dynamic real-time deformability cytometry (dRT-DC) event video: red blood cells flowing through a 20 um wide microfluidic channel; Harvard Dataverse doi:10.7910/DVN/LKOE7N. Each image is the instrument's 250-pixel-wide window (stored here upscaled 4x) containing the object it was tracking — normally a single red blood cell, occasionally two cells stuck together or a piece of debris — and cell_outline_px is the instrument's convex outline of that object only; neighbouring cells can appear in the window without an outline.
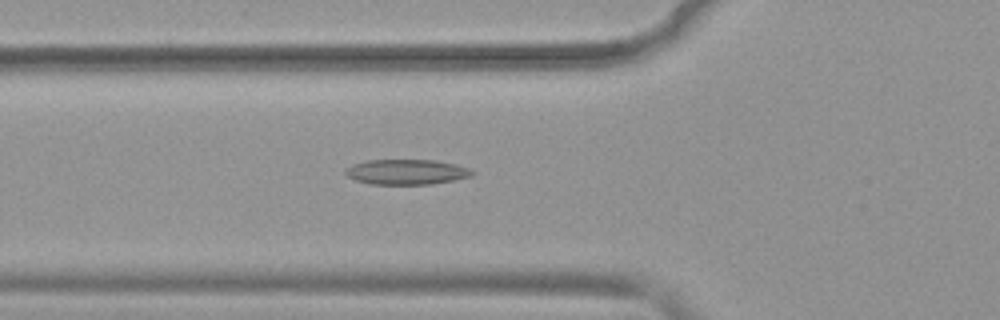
{"species": "common noctule bat (a hibernating species)", "species_latin": "Nyctalus noctula", "temperature_condition": "warm", "stored_images_in_passage": 52, "camera_frame_rate_fps": 3000, "um_per_image_px": 0.085, "animal": {"sex": "female", "body_mass_g": 19.9}, "frame": {"image": 1, "passage_image": 19, "time_ms": 6.0, "image_size_px": [1000, 320], "cell_outline_px": [[476, 172], [472, 176], [432, 184], [368, 184], [356, 180], [348, 176], [344, 172], [344, 168], [352, 164], [368, 160], [436, 160], [456, 164], [472, 168]], "centroid_in_image_um": [34.57, 14.61], "position_along_channel_um": 91.2, "area_um2": 18.79}}
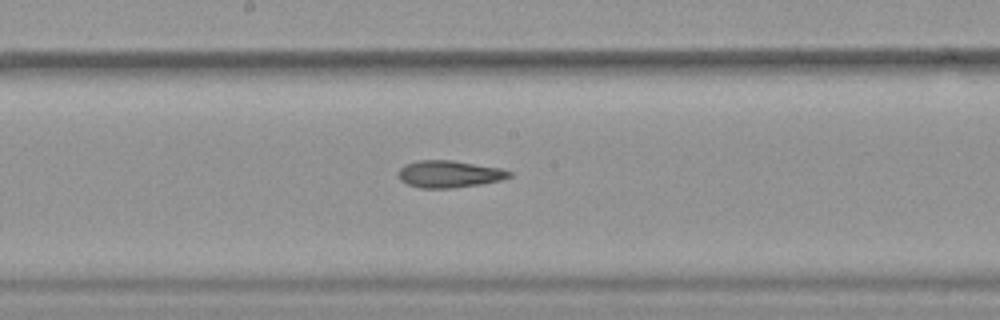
{"frame": {"image": 2, "passage_image": 28, "time_ms": 9.0, "image_size_px": [1000, 320], "cell_outline_px": [[512, 176], [500, 180], [480, 184], [452, 188], [420, 188], [408, 184], [400, 180], [396, 172], [404, 164], [420, 160], [452, 160], [500, 168], [512, 172]], "centroid_in_image_um": [38.15, 14.79], "position_along_channel_um": 210.1, "area_um2": 17.51}}
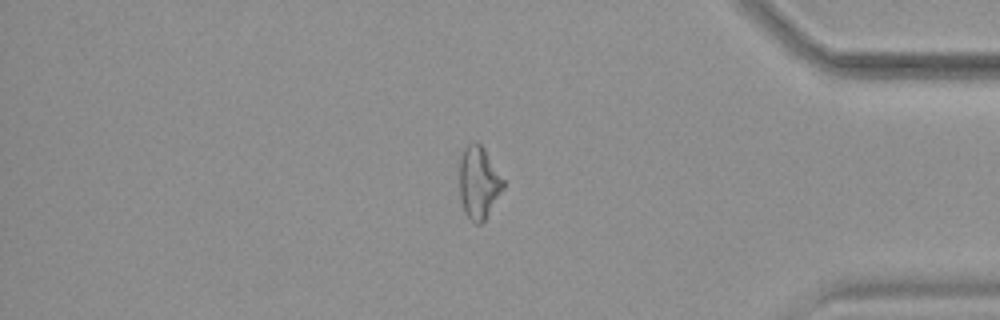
{"frame": {"image": 3, "passage_image": 44, "time_ms": 14.333, "image_size_px": [1000, 320], "cell_outline_px": [[504, 188], [484, 220], [480, 224], [476, 224], [464, 212], [460, 200], [460, 156], [464, 148], [468, 144], [476, 140], [484, 148], [504, 180]], "centroid_in_image_um": [40.68, 15.49], "position_along_channel_um": 394.5, "area_um2": 18.38}, "authors_computed_cell_mechanics": {"area_um2": 18.8717, "velocity_mm_per_s": 3.9478, "shape_relaxation_time_tau1_ms": 10.1353, "shape_relaxation_time_tau2_ms": 5.5715, "deformation_change_tau1": 0.2081, "deformation_change_tau2": 0.171}}